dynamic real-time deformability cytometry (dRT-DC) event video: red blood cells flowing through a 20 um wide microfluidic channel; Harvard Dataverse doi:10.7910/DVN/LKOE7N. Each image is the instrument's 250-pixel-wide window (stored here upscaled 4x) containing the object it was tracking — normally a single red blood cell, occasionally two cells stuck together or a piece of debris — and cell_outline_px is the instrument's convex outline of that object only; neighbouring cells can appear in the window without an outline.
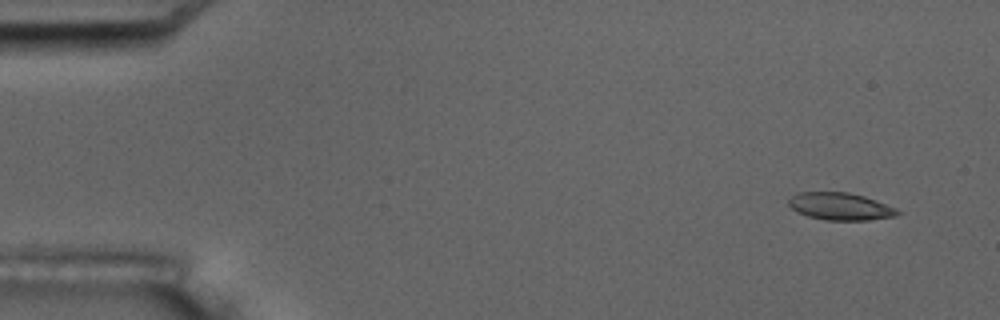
{"species": "common noctule bat (a hibernating species)", "species_latin": "Nyctalus noctula", "temperature_condition": "room temperature", "stored_images_in_passage": 5, "camera_frame_rate_fps": 3000, "um_per_image_px": 0.085, "animal": {"sex": "male", "body_mass_g": 17.5, "forearm_length_mm": 52.3}, "frame": {"image": 1, "passage_image": 1, "time_ms": 0.0, "image_size_px": [1000, 320], "cell_outline_px": [[900, 212], [896, 216], [868, 220], [824, 220], [808, 216], [796, 212], [788, 204], [788, 200], [796, 192], [848, 192], [864, 196], [896, 208]], "centroid_in_image_um": [71.39, 17.54], "position_along_channel_um": 13.6, "area_um2": 17.34}}